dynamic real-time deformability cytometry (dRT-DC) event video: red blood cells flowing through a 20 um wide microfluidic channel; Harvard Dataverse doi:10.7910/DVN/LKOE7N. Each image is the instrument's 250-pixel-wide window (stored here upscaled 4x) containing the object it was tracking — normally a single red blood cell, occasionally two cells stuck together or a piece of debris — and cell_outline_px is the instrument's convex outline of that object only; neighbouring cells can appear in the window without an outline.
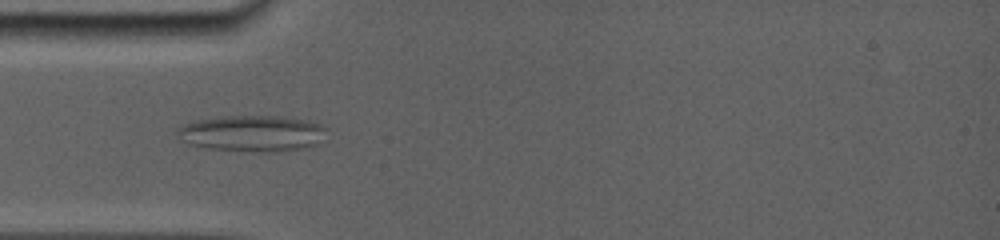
{"species": "common noctule bat (a hibernating species)", "species_latin": "Nyctalus noctula", "temperature_condition": "room temperature", "stored_images_in_passage": 75, "camera_frame_rate_fps": 5000, "um_per_image_px": 0.085, "animal": {"sex": "female", "body_mass_g": 19.0, "forearm_length_mm": 56.7}, "frame": {"image": 1, "passage_image": 20, "time_ms": 4.8, "image_size_px": [1000, 240], "cell_outline_px": [[328, 128], [320, 144], [308, 148], [268, 152], [204, 148], [188, 144], [176, 136], [176, 128], [184, 124], [196, 120], [220, 116], [284, 116], [316, 120]], "centroid_in_image_um": [21.5, 11.32], "position_along_channel_um": 63.5, "area_um2": 32.25}}
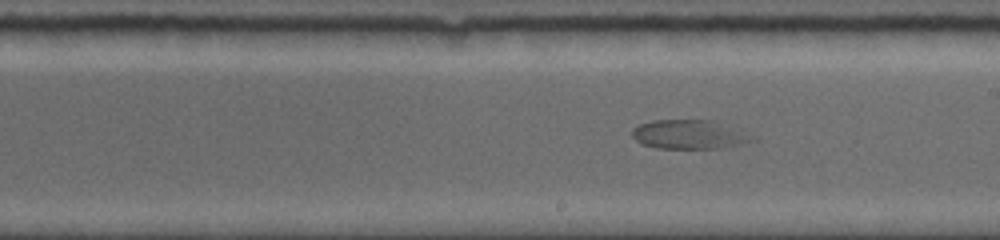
{"frame": {"image": 2, "passage_image": 44, "time_ms": 9.4, "image_size_px": [1000, 240], "cell_outline_px": [[756, 140], [724, 148], [656, 148], [644, 144], [636, 140], [632, 136], [632, 128], [640, 124], [652, 120], [712, 120], [756, 136]], "centroid_in_image_um": [58.59, 11.43], "position_along_channel_um": 230.4, "area_um2": 20.29}}
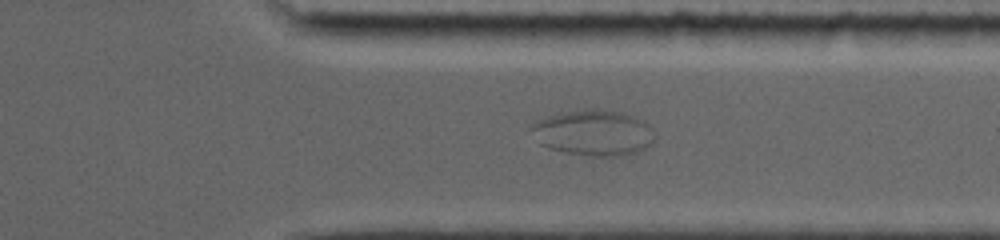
{"frame": {"image": 3, "passage_image": 62, "time_ms": 13.0, "image_size_px": [1000, 240], "cell_outline_px": [[652, 144], [636, 152], [624, 156], [588, 156], [548, 148], [540, 144], [532, 128], [532, 124], [536, 120], [564, 112], [596, 108], [620, 112], [636, 116], [644, 120], [652, 128]], "centroid_in_image_um": [50.48, 11.28], "position_along_channel_um": 360.9, "area_um2": 32.6}}